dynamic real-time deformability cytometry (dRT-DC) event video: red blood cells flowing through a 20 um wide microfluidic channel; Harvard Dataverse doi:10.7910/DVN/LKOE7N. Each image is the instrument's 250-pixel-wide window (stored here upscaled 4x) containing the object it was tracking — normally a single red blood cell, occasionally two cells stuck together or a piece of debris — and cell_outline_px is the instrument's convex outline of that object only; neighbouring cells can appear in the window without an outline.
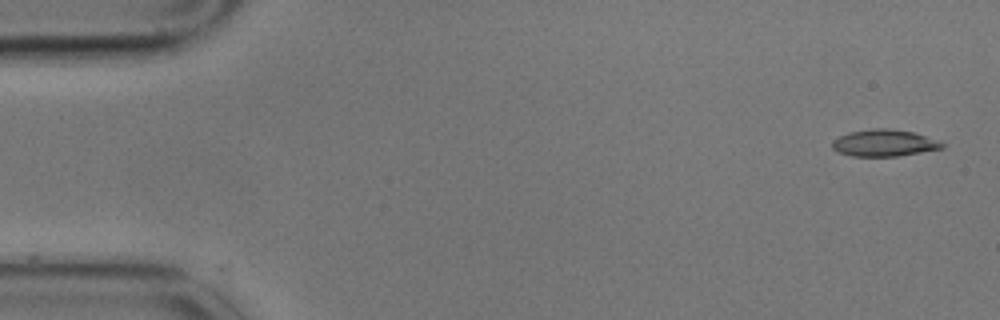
{"species": "common noctule bat (a hibernating species)", "species_latin": "Nyctalus noctula", "temperature_condition": "cold", "stored_images_in_passage": 6, "camera_frame_rate_fps": 3000, "um_per_image_px": 0.085, "animal": {"sex": "male", "body_mass_g": 17.9}, "frame": {"image": 1, "passage_image": 1, "time_ms": 0.0, "image_size_px": [1000, 320], "cell_outline_px": [[948, 144], [944, 148], [896, 156], [852, 156], [836, 152], [832, 148], [832, 140], [848, 132], [872, 128], [888, 128], [912, 132], [940, 140]], "centroid_in_image_um": [75.16, 12.15], "position_along_channel_um": 9.8, "area_um2": 17.34}}